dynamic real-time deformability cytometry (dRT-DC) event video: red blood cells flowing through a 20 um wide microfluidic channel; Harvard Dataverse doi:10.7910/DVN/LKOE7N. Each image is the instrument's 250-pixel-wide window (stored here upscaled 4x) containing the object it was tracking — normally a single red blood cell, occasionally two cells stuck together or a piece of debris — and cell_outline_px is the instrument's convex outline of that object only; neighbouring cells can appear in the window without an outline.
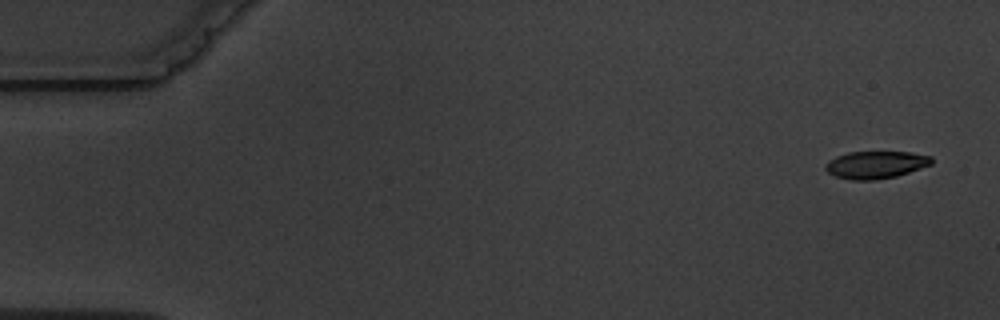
{"species": "common noctule bat (a hibernating species)", "species_latin": "Nyctalus noctula", "temperature_condition": "warm", "stored_images_in_passage": 11, "camera_frame_rate_fps": 3000, "um_per_image_px": 0.085, "animal": {"sex": "male", "body_mass_g": 19.5, "forearm_length_mm": 54.6}, "frame": {"image": 1, "passage_image": 1, "time_ms": 0.0, "image_size_px": [1000, 320], "cell_outline_px": [[932, 164], [896, 176], [876, 180], [852, 180], [836, 176], [828, 172], [824, 168], [824, 164], [828, 160], [836, 156], [848, 152], [908, 152], [932, 156]], "centroid_in_image_um": [74.41, 14.0], "position_along_channel_um": 10.6, "area_um2": 16.94}}
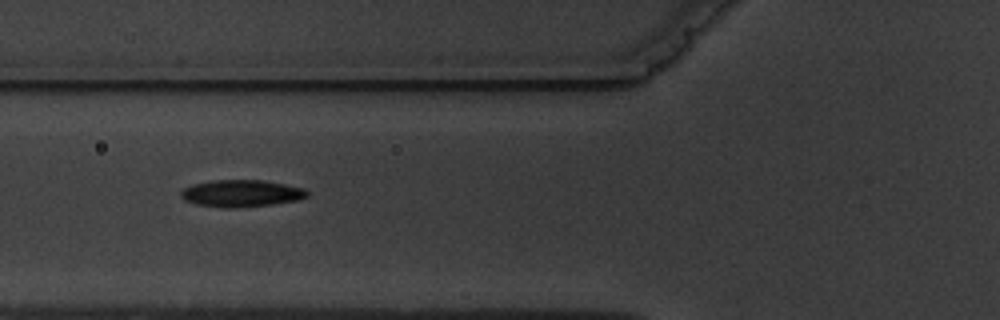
{"frame": {"image": 2, "passage_image": 6, "time_ms": 6.333, "image_size_px": [1000, 320], "cell_outline_px": [[308, 196], [300, 200], [272, 204], [232, 208], [220, 208], [196, 204], [184, 200], [180, 196], [180, 192], [184, 188], [192, 184], [212, 180], [264, 180], [304, 188], [308, 192]], "centroid_in_image_um": [20.5, 16.44], "position_along_channel_um": 105.3, "area_um2": 20.0}}
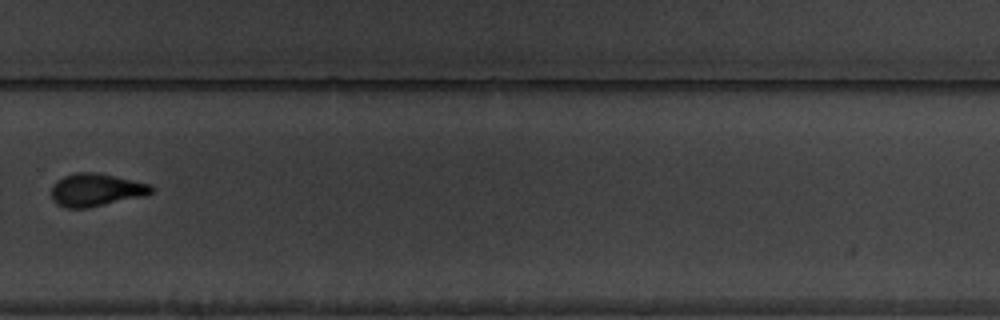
{"frame": {"image": 3, "passage_image": 11, "time_ms": 12.333, "image_size_px": [1000, 320], "cell_outline_px": [[152, 192], [144, 196], [88, 208], [64, 208], [56, 204], [52, 200], [52, 184], [56, 180], [64, 176], [76, 172], [96, 172], [152, 184]], "centroid_in_image_um": [8.13, 16.14], "position_along_channel_um": 321.7, "area_um2": 19.25}}